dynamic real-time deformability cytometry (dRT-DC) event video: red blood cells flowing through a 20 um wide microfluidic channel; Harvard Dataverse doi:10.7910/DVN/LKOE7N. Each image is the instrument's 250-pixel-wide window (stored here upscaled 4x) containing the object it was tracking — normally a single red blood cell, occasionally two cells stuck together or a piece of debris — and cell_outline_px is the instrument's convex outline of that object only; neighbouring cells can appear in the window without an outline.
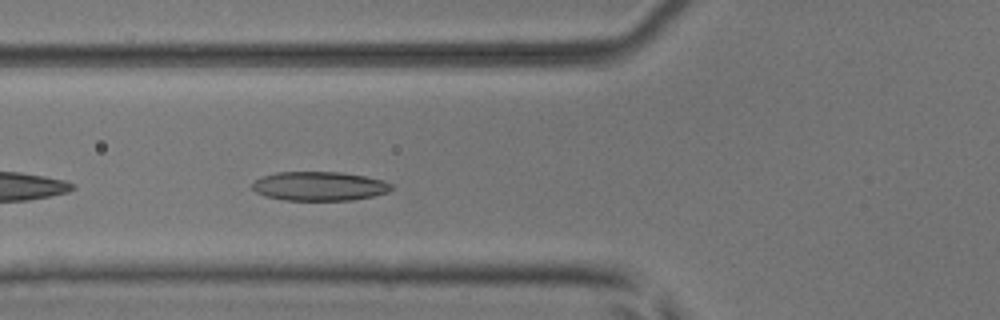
{"species": "common noctule bat (a hibernating species)", "species_latin": "Nyctalus noctula", "temperature_condition": "room temperature", "stored_images_in_passage": 36, "camera_frame_rate_fps": 3000, "um_per_image_px": 0.085, "animal": {"sex": "male", "body_mass_g": 17.9, "forearm_length_mm": 54.2}, "frame": {"image": 1, "passage_image": 4, "time_ms": 1.0, "image_size_px": [1000, 320], "cell_outline_px": [[392, 188], [388, 192], [372, 196], [352, 200], [284, 200], [264, 196], [256, 192], [252, 188], [252, 184], [256, 180], [264, 176], [276, 172], [340, 172], [364, 176], [384, 180], [392, 184]], "centroid_in_image_um": [27.14, 15.82], "position_along_channel_um": 98.7, "area_um2": 23.52}}
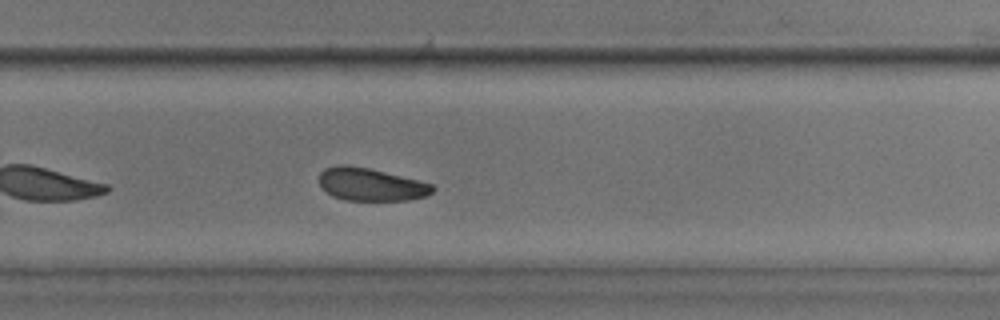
{"frame": {"image": 2, "passage_image": 19, "time_ms": 6.0, "image_size_px": [1000, 320], "cell_outline_px": [[436, 188], [432, 192], [424, 196], [408, 200], [344, 200], [332, 196], [320, 188], [320, 172], [324, 168], [340, 164], [344, 164], [368, 168], [432, 184]], "centroid_in_image_um": [31.46, 15.68], "position_along_channel_um": 298.3, "area_um2": 21.5}}
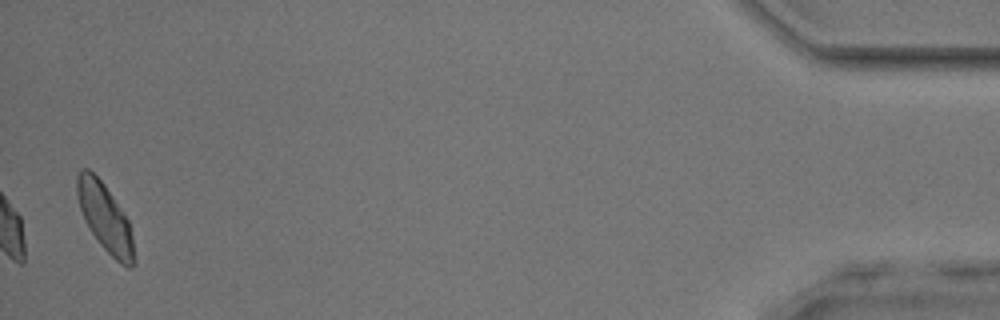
{"frame": {"image": 3, "passage_image": 35, "time_ms": 11.333, "image_size_px": [1000, 320], "cell_outline_px": [[132, 268], [128, 268], [120, 264], [100, 244], [84, 220], [80, 208], [76, 192], [76, 176], [80, 168], [88, 168], [104, 184], [128, 220], [132, 236]], "centroid_in_image_um": [8.88, 18.45], "position_along_channel_um": 426.3, "area_um2": 21.96}, "authors_computed_cell_mechanics": {"area_um2": 22.4842, "velocity_mm_per_s": 4.0011, "shape_relaxation_time_tau1_ms": 4.6844, "shape_relaxation_time_tau2_ms": 3.909, "deformation_change_tau1": 0.1249, "deformation_change_tau2": 0.088}}